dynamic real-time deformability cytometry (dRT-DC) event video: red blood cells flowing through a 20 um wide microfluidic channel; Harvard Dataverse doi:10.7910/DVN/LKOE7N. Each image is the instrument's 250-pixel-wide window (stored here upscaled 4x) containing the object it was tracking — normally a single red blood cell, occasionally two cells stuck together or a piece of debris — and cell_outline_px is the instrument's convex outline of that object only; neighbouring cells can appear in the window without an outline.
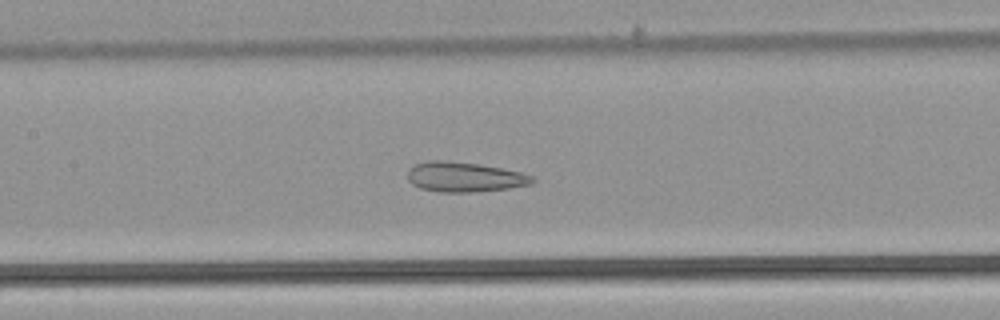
{"species": "common noctule bat (a hibernating species)", "species_latin": "Nyctalus noctula", "temperature_condition": "warm", "stored_images_in_passage": 44, "camera_frame_rate_fps": 3000, "um_per_image_px": 0.085, "animal": {"sex": "male", "body_mass_g": 21.5, "forearm_length_mm": 52.0}, "frame": {"image": 1, "passage_image": 15, "time_ms": 4.667, "image_size_px": [1000, 320], "cell_outline_px": [[536, 180], [532, 184], [508, 188], [472, 192], [440, 192], [420, 188], [412, 184], [408, 180], [408, 172], [416, 164], [428, 160], [440, 160], [476, 164], [500, 168], [520, 172], [532, 176]], "centroid_in_image_um": [39.48, 15.05], "position_along_channel_um": 167.9, "area_um2": 21.44}}
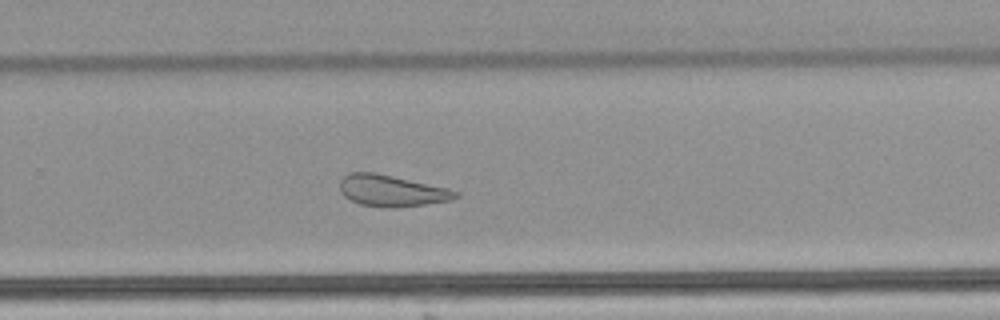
{"frame": {"image": 2, "passage_image": 25, "time_ms": 8.0, "image_size_px": [1000, 320], "cell_outline_px": [[460, 196], [452, 200], [396, 208], [392, 208], [360, 204], [344, 196], [340, 192], [340, 180], [348, 172], [376, 172], [448, 188], [460, 192]], "centroid_in_image_um": [33.3, 16.2], "position_along_channel_um": 296.5, "area_um2": 21.27}}
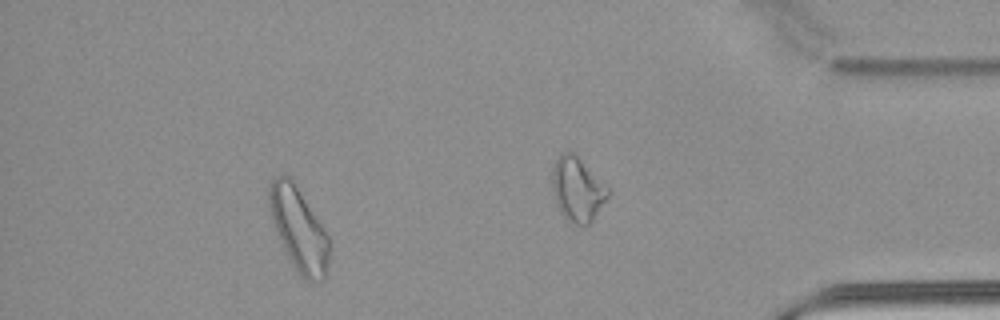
{"frame": {"image": 3, "passage_image": 38, "time_ms": 12.333, "image_size_px": [1000, 320], "cell_outline_px": [[328, 264], [324, 280], [308, 280], [300, 276], [292, 264], [280, 240], [272, 216], [268, 200], [268, 188], [272, 180], [276, 176], [288, 176], [292, 180], [324, 228], [328, 236]], "centroid_in_image_um": [25.39, 19.49], "position_along_channel_um": 409.8, "area_um2": 28.21}, "authors_computed_cell_mechanics": {"area_um2": 24.4783, "velocity_mm_per_s": 3.8725, "shape_relaxation_time_tau1_ms": null, "shape_relaxation_time_tau2_ms": 2.5072, "deformation_change_tau1": null, "deformation_change_tau2": 0.1197}}